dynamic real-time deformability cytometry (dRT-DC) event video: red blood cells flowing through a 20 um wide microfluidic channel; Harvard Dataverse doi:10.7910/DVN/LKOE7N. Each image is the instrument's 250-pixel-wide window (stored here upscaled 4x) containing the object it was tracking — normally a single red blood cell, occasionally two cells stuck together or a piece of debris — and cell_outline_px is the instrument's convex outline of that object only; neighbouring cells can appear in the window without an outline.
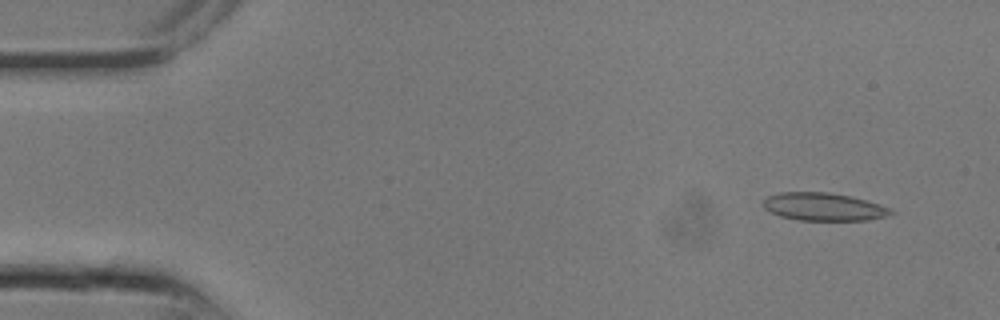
{"species": "common noctule bat (a hibernating species)", "species_latin": "Nyctalus noctula", "temperature_condition": "room temperature", "stored_images_in_passage": 9, "camera_frame_rate_fps": 3000, "um_per_image_px": 0.085, "animal": {"sex": "male", "body_mass_g": 13.3}, "frame": {"image": 1, "passage_image": 2, "time_ms": 0.333, "image_size_px": [1000, 320], "cell_outline_px": [[896, 212], [884, 216], [868, 220], [800, 220], [780, 216], [768, 212], [760, 204], [768, 196], [780, 192], [828, 192], [848, 196], [880, 204], [892, 208]], "centroid_in_image_um": [69.97, 17.58], "position_along_channel_um": 15.0, "area_um2": 20.75}}
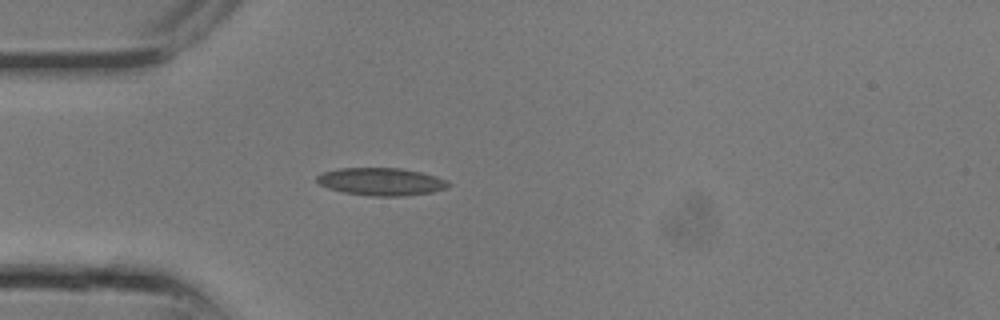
{"frame": {"image": 2, "passage_image": 7, "time_ms": 2.0, "image_size_px": [1000, 320], "cell_outline_px": [[452, 184], [448, 188], [432, 192], [404, 196], [372, 196], [344, 192], [328, 188], [320, 184], [316, 180], [316, 176], [324, 172], [336, 168], [400, 168], [420, 172], [436, 176], [448, 180]], "centroid_in_image_um": [32.44, 15.44], "position_along_channel_um": 52.6, "area_um2": 21.27}}
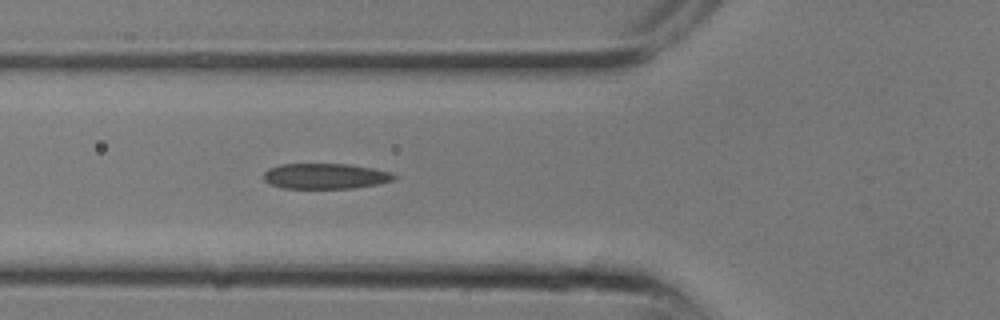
{"frame": {"image": 3, "passage_image": 9, "time_ms": 2.667, "image_size_px": [1000, 320], "cell_outline_px": [[396, 180], [380, 184], [356, 188], [284, 188], [268, 184], [264, 180], [264, 172], [268, 168], [280, 164], [352, 164], [392, 172], [396, 176]], "centroid_in_image_um": [27.68, 14.97], "position_along_channel_um": 98.1, "area_um2": 19.65}}